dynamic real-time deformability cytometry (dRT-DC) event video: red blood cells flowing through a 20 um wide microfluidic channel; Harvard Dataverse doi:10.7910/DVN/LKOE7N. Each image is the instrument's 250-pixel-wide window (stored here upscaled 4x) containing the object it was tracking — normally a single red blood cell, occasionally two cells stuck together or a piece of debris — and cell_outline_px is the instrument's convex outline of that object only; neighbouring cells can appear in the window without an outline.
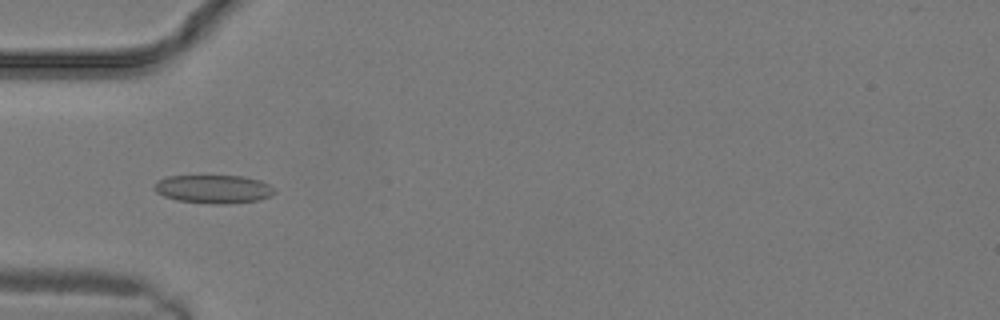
{"species": "common noctule bat (a hibernating species)", "species_latin": "Nyctalus noctula", "temperature_condition": "warm", "stored_images_in_passage": 16, "camera_frame_rate_fps": 3000, "um_per_image_px": 0.085, "animal": {"sex": "male", "body_mass_g": 19.2, "forearm_length_mm": 51.8}, "frame": {"image": 1, "passage_image": 7, "time_ms": 2.0, "image_size_px": [1000, 320], "cell_outline_px": [[276, 192], [272, 196], [260, 200], [228, 204], [212, 204], [176, 200], [164, 196], [156, 192], [152, 188], [152, 184], [156, 180], [168, 176], [244, 176], [260, 180], [276, 188]], "centroid_in_image_um": [18.15, 16.07], "position_along_channel_um": 66.8, "area_um2": 20.29}}
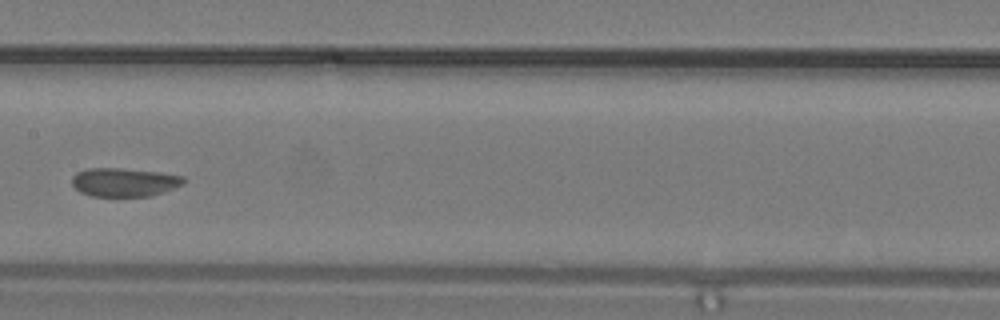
{"frame": {"image": 2, "passage_image": 12, "time_ms": 3.667, "image_size_px": [1000, 320], "cell_outline_px": [[184, 184], [152, 196], [92, 196], [80, 192], [72, 184], [72, 176], [76, 172], [88, 168], [120, 168], [160, 172], [184, 176]], "centroid_in_image_um": [10.56, 15.48], "position_along_channel_um": 196.8, "area_um2": 18.67}}
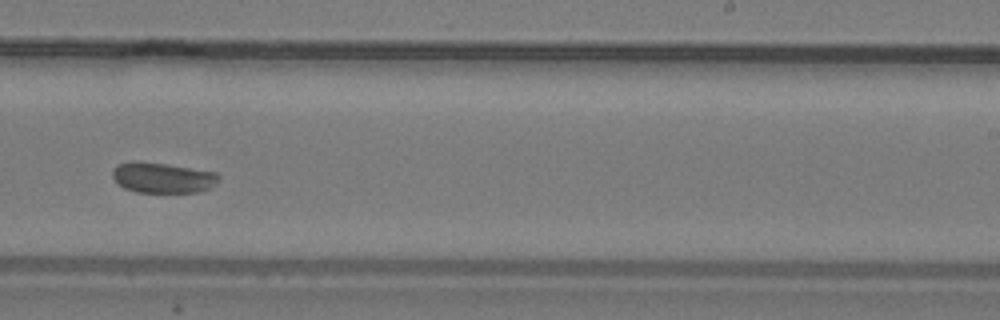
{"frame": {"image": 3, "passage_image": 15, "time_ms": 4.667, "image_size_px": [1000, 320], "cell_outline_px": [[220, 176], [208, 188], [200, 192], [136, 192], [124, 188], [112, 176], [112, 168], [120, 164], [132, 160], [140, 160], [168, 164], [216, 172]], "centroid_in_image_um": [13.77, 15.08], "position_along_channel_um": 275.2, "area_um2": 18.84}}